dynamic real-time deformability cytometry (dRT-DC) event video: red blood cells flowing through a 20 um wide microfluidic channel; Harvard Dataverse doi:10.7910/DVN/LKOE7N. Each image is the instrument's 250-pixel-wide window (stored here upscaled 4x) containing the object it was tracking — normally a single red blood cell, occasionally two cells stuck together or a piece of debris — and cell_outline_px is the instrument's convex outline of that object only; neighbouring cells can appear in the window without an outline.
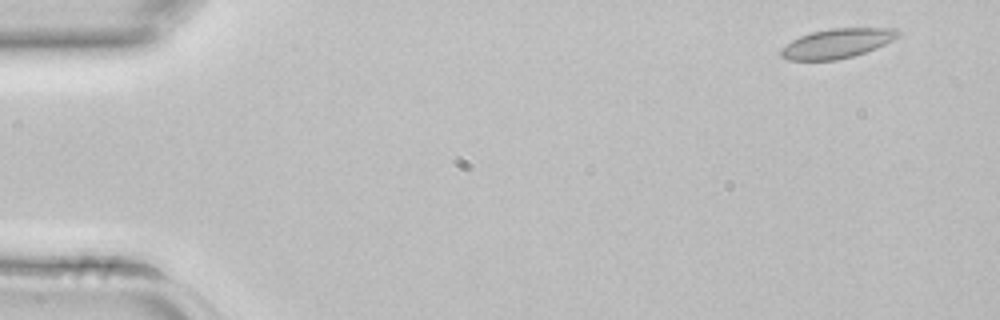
{"species": "common noctule bat (a hibernating species)", "species_latin": "Nyctalus noctula", "temperature_condition": "room temperature", "stored_images_in_passage": 2, "camera_frame_rate_fps": 3000, "um_per_image_px": 0.085, "animal": {"sex": "female", "body_mass_g": 22.7, "forearm_length_mm": 54.2}, "frame": {"image": 1, "passage_image": 1, "time_ms": 0.0, "image_size_px": [1000, 320], "cell_outline_px": [[900, 36], [876, 48], [852, 56], [836, 60], [788, 60], [780, 56], [780, 48], [792, 40], [800, 36], [812, 32], [832, 28], [896, 28], [900, 32]], "centroid_in_image_um": [71.13, 3.68], "position_along_channel_um": 13.9, "area_um2": 20.06}}